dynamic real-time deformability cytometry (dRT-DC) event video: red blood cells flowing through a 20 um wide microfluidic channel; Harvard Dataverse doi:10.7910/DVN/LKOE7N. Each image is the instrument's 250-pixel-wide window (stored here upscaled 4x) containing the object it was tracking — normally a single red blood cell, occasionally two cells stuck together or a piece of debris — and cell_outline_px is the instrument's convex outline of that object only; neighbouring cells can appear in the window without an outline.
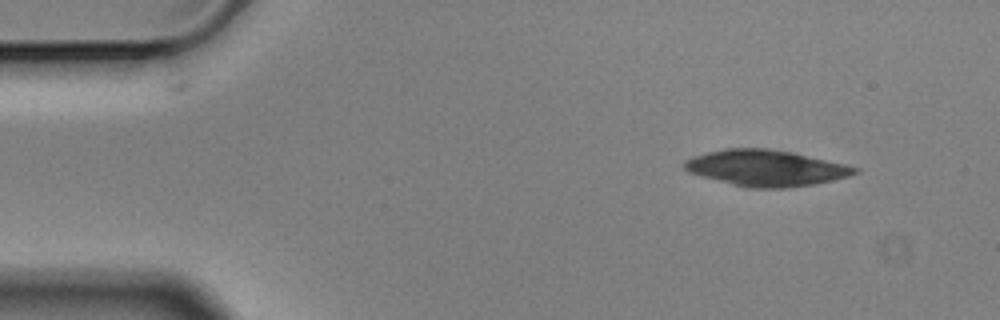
{"species": "Egyptian fruit bat (a non-hibernating species)", "species_latin": "Rousettus aegyptiacus", "temperature_condition": "cold", "stored_images_in_passage": 5, "segment_of_instrument_passage": [2, 2], "camera_frame_rate_fps": 3000, "um_per_image_px": 0.085, "animal": {"sex": "male"}, "frame": {"image": 1, "passage_image": 5, "time_ms": 1.333, "image_size_px": [1000, 320], "cell_outline_px": [[860, 172], [848, 176], [832, 180], [812, 184], [784, 188], [748, 188], [700, 176], [688, 172], [684, 168], [684, 160], [692, 156], [708, 152], [728, 148], [768, 148], [792, 152], [844, 164], [860, 168]], "centroid_in_image_um": [65.08, 14.28], "position_along_channel_um": 19.9, "area_um2": 35.66}}